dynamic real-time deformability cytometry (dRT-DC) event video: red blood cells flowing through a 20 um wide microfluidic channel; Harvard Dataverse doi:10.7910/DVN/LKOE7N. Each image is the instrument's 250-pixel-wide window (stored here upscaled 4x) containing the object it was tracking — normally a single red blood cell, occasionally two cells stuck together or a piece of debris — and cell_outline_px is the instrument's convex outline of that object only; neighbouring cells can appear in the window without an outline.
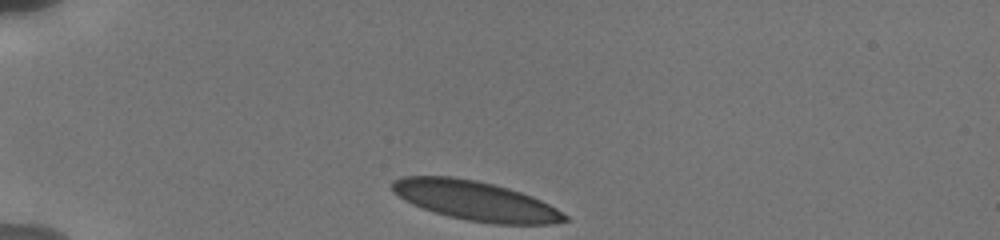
{"species": "human", "species_latin": "Homo sapiens", "temperature_condition": "cold", "stored_images_in_passage": 15, "camera_frame_rate_fps": 3000, "um_per_image_px": 0.085, "donor": {"sex": "male"}, "frame": {"image": 1, "passage_image": 1, "time_ms": 0.0, "image_size_px": [1000, 240], "cell_outline_px": [[568, 220], [552, 224], [496, 224], [468, 220], [448, 216], [412, 204], [404, 200], [392, 192], [392, 180], [404, 176], [452, 176], [476, 180], [508, 188], [532, 196], [556, 208], [568, 216]], "centroid_in_image_um": [40.4, 17.06], "position_along_channel_um": 44.6, "area_um2": 39.42}}
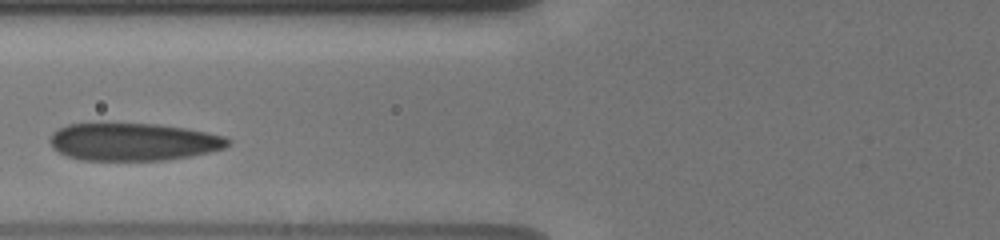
{"frame": {"image": 2, "passage_image": 6, "time_ms": 3.0, "image_size_px": [1000, 240], "cell_outline_px": [[232, 140], [224, 148], [208, 152], [188, 156], [164, 160], [80, 160], [68, 156], [52, 148], [48, 140], [52, 132], [68, 124], [160, 124], [188, 128], [224, 136]], "centroid_in_image_um": [11.32, 12.05], "position_along_channel_um": 114.5, "area_um2": 38.9}}
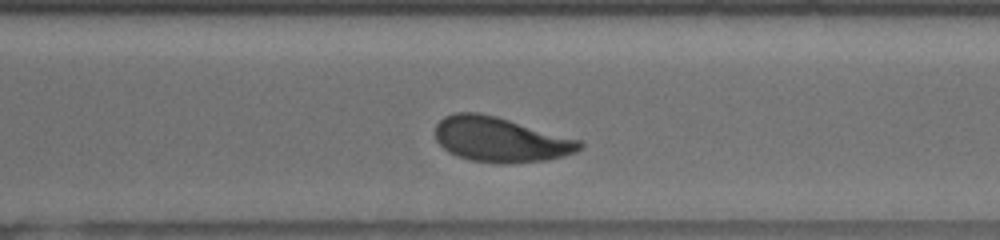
{"frame": {"image": 3, "passage_image": 15, "time_ms": 8.667, "image_size_px": [1000, 240], "cell_outline_px": [[584, 148], [576, 152], [564, 156], [548, 160], [504, 164], [500, 164], [472, 160], [456, 156], [448, 152], [436, 140], [436, 124], [444, 116], [456, 112], [480, 112], [496, 116], [584, 140]], "centroid_in_image_um": [42.59, 11.86], "position_along_channel_um": 328.0, "area_um2": 38.32}}